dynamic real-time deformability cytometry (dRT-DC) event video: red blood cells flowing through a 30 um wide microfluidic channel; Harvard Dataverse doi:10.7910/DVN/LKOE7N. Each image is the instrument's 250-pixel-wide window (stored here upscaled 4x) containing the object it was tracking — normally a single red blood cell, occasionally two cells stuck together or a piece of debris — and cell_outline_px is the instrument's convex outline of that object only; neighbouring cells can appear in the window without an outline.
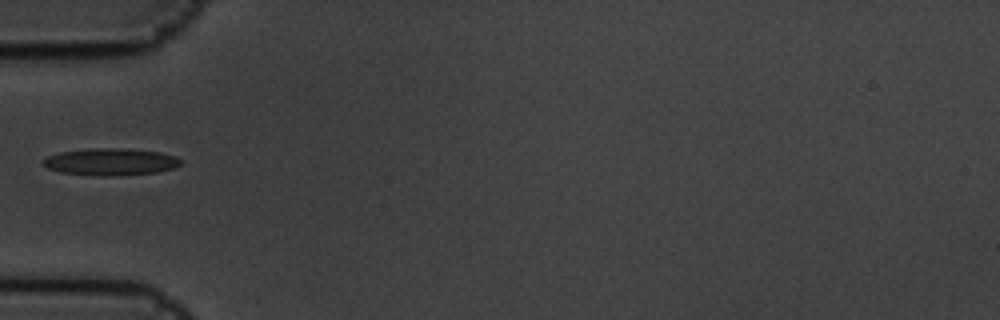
{"species": "common noctule bat (a hibernating species)", "species_latin": "Nyctalus noctula", "temperature_condition": "cold", "stored_images_in_passage": 11, "camera_frame_rate_fps": 3000, "um_per_image_px": 0.085, "animal": {"sex": "male", "body_mass_g": 19.5, "forearm_length_mm": 54.6}, "frame": {"image": 1, "passage_image": 1, "time_ms": 0.0, "image_size_px": [1000, 320], "cell_outline_px": [[180, 164], [176, 168], [156, 172], [108, 176], [100, 176], [60, 172], [48, 168], [44, 164], [44, 160], [48, 156], [60, 152], [88, 148], [124, 148], [160, 152], [176, 156], [180, 160]], "centroid_in_image_um": [9.42, 13.75], "position_along_channel_um": 75.6, "area_um2": 21.56}}
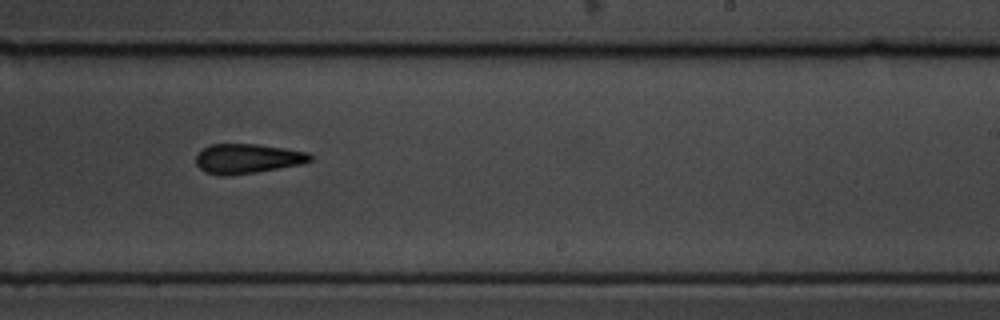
{"frame": {"image": 2, "passage_image": 6, "time_ms": 1.667, "image_size_px": [1000, 320], "cell_outline_px": [[312, 160], [300, 164], [256, 172], [228, 176], [220, 176], [204, 172], [196, 164], [196, 156], [208, 144], [256, 144], [284, 148], [308, 152], [312, 156]], "centroid_in_image_um": [21.0, 13.49], "position_along_channel_um": 268.0, "area_um2": 19.71}}
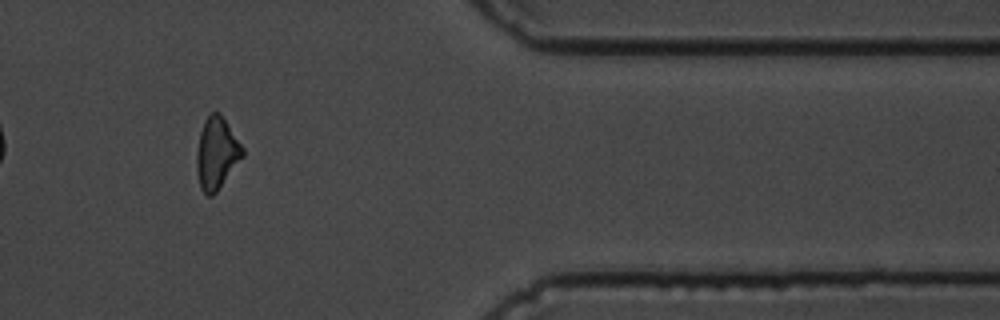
{"frame": {"image": 3, "passage_image": 9, "time_ms": 2.667, "image_size_px": [1000, 320], "cell_outline_px": [[244, 156], [216, 192], [212, 196], [208, 196], [200, 188], [196, 172], [196, 152], [200, 132], [204, 120], [212, 112], [220, 112], [244, 148]], "centroid_in_image_um": [18.4, 13.03], "position_along_channel_um": 393.0, "area_um2": 19.31}}